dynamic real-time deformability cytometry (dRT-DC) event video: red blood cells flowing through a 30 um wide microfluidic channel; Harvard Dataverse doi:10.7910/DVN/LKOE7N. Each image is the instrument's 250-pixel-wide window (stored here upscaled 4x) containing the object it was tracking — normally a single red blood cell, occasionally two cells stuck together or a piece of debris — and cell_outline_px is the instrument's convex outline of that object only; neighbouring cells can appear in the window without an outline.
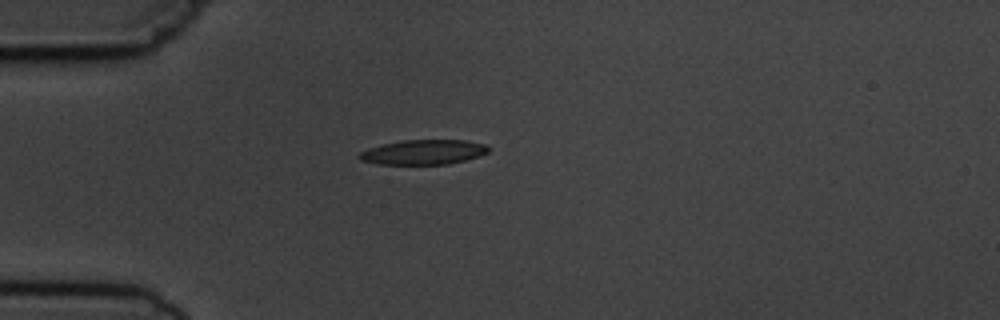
{"species": "common noctule bat (a hibernating species)", "species_latin": "Nyctalus noctula", "temperature_condition": "cold", "stored_images_in_passage": 1, "camera_frame_rate_fps": 3000, "um_per_image_px": 0.085, "animal": {"sex": "male", "body_mass_g": 19.5, "forearm_length_mm": 54.6}, "frame": {"image": 1, "passage_image": 1, "time_ms": 0.0, "image_size_px": [1000, 320], "cell_outline_px": [[488, 152], [480, 156], [448, 164], [376, 164], [360, 160], [356, 156], [360, 152], [368, 148], [400, 140], [464, 140], [484, 144], [488, 148]], "centroid_in_image_um": [35.95, 12.93], "position_along_channel_um": 49.1, "area_um2": 18.61}}